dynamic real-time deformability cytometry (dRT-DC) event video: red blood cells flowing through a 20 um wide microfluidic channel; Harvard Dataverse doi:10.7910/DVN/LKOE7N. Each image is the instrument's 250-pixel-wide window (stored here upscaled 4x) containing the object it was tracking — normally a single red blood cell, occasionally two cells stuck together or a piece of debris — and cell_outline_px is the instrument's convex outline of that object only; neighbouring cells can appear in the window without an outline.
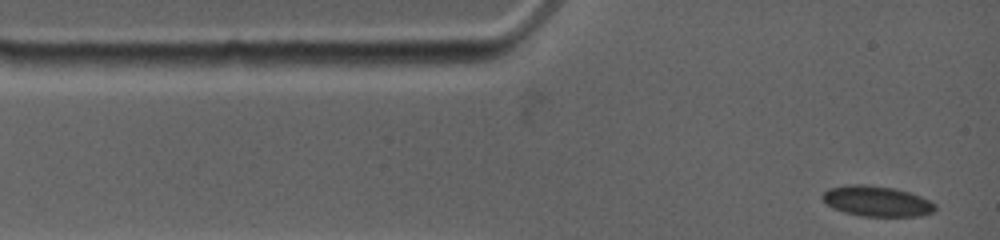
{"species": "common noctule bat (a hibernating species)", "species_latin": "Nyctalus noctula", "temperature_condition": "warm", "stored_images_in_passage": 57, "camera_frame_rate_fps": 4500, "um_per_image_px": 0.085, "animal": {"sex": "female", "body_mass_g": 19.0, "forearm_length_mm": 53.3}, "frame": {"image": 1, "passage_image": 1, "time_ms": 0.0, "image_size_px": [1000, 240], "cell_outline_px": [[936, 208], [932, 212], [920, 216], [860, 216], [844, 212], [832, 208], [820, 196], [828, 188], [848, 184], [864, 184], [896, 188], [920, 196], [936, 204]], "centroid_in_image_um": [74.5, 17.09], "position_along_channel_um": 10.5, "area_um2": 20.06}}
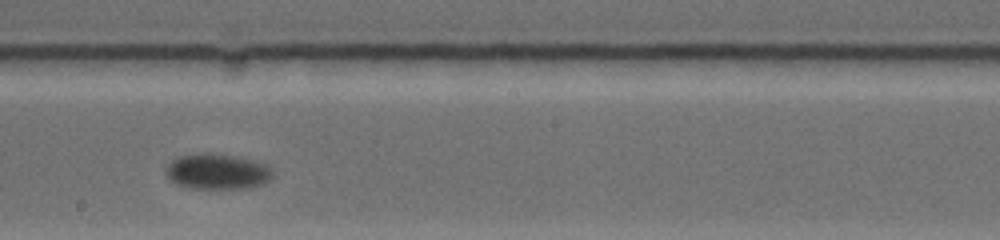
{"frame": {"image": 2, "passage_image": 30, "time_ms": 7.111, "image_size_px": [1000, 240], "cell_outline_px": [[272, 176], [264, 184], [248, 188], [188, 188], [176, 184], [164, 172], [164, 168], [172, 160], [180, 156], [232, 156], [252, 160], [264, 164], [272, 172]], "centroid_in_image_um": [18.45, 14.64], "position_along_channel_um": 229.7, "area_um2": 21.15}}
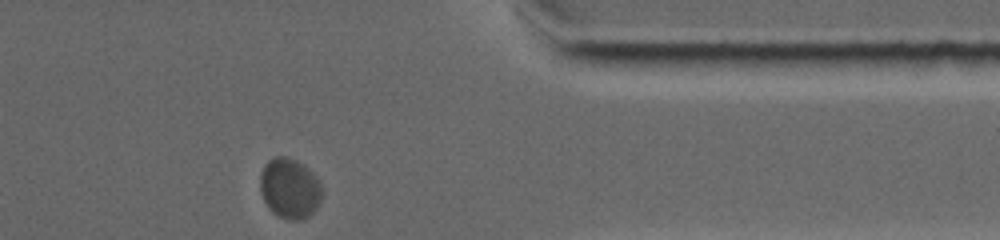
{"frame": {"image": 3, "passage_image": 57, "time_ms": 12.0, "image_size_px": [1000, 240], "cell_outline_px": [[324, 192], [316, 208], [304, 220], [288, 220], [272, 212], [268, 208], [260, 192], [260, 172], [264, 164], [272, 156], [288, 156], [304, 164], [316, 176], [324, 188]], "centroid_in_image_um": [24.63, 15.99], "position_along_channel_um": 386.8, "area_um2": 22.25}, "authors_computed_cell_mechanics": {"area_um2": 21.386, "velocity_mm_per_s": 3.5626, "shape_relaxation_time_tau1_ms": 6.8135, "shape_relaxation_time_tau2_ms": null, "deformation_change_tau1": 0.1087, "deformation_change_tau2": null}}